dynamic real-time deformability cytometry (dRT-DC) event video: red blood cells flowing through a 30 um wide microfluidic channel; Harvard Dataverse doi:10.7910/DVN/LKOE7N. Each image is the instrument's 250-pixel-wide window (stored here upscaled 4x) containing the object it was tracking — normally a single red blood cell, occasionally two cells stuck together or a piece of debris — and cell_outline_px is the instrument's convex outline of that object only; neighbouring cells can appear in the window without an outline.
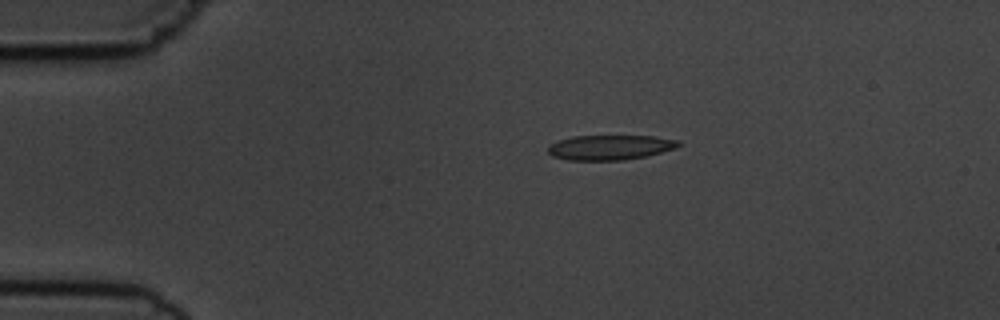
{"species": "common noctule bat (a hibernating species)", "species_latin": "Nyctalus noctula", "temperature_condition": "cold", "stored_images_in_passage": 5, "camera_frame_rate_fps": 3000, "um_per_image_px": 0.085, "animal": {"sex": "male", "body_mass_g": 19.5, "forearm_length_mm": 54.6}, "frame": {"image": 1, "passage_image": 4, "time_ms": 3.333, "image_size_px": [1000, 320], "cell_outline_px": [[684, 144], [676, 148], [648, 156], [624, 160], [568, 160], [552, 156], [548, 152], [548, 144], [556, 140], [572, 136], [656, 136], [680, 140]], "centroid_in_image_um": [51.88, 12.52], "position_along_channel_um": 33.1, "area_um2": 19.31}}